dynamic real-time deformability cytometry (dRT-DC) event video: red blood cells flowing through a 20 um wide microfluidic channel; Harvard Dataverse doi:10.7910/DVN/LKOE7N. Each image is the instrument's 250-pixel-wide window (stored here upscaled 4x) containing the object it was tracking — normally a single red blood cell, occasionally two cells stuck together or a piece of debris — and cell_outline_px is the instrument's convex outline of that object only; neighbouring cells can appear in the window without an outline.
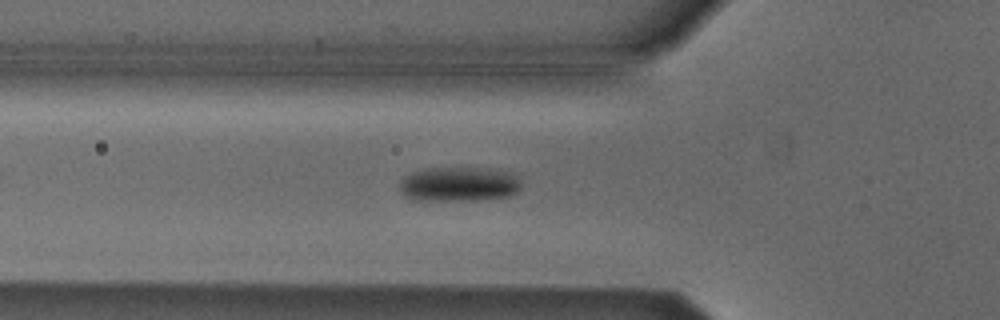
{"species": "Egyptian fruit bat (a non-hibernating species)", "species_latin": "Rousettus aegyptiacus", "temperature_condition": "cold", "stored_images_in_passage": 45, "camera_frame_rate_fps": 3000, "um_per_image_px": 0.085, "animal": {"sex": "male"}, "frame": {"image": 1, "passage_image": 9, "time_ms": 2.667, "image_size_px": [1000, 320], "cell_outline_px": [[520, 188], [516, 192], [508, 196], [476, 200], [416, 200], [404, 196], [400, 192], [400, 180], [404, 176], [412, 172], [428, 168], [488, 168], [512, 172], [520, 180]], "centroid_in_image_um": [39.0, 15.65], "position_along_channel_um": 86.8, "area_um2": 24.62}}
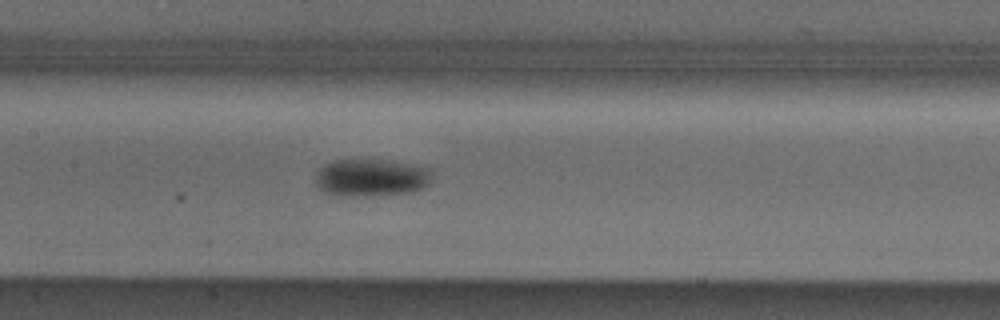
{"frame": {"image": 2, "passage_image": 16, "time_ms": 5.0, "image_size_px": [1000, 320], "cell_outline_px": [[432, 176], [428, 184], [412, 192], [368, 196], [332, 196], [324, 192], [316, 184], [316, 176], [320, 168], [324, 164], [332, 160], [392, 160], [432, 168]], "centroid_in_image_um": [31.55, 15.1], "position_along_channel_um": 175.8, "area_um2": 25.78}}
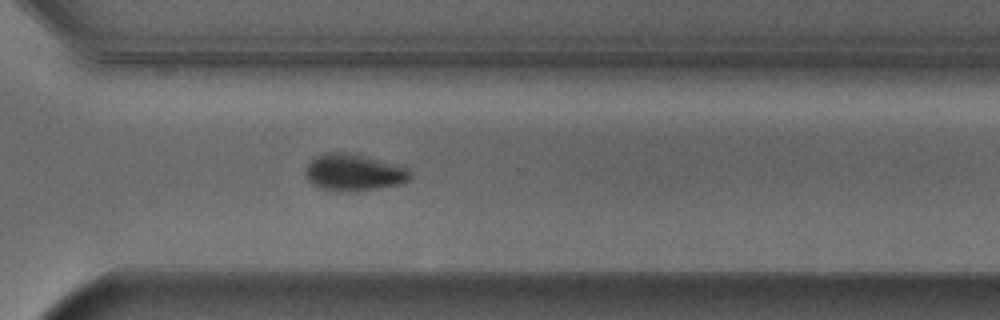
{"frame": {"image": 3, "passage_image": 29, "time_ms": 9.333, "image_size_px": [1000, 320], "cell_outline_px": [[412, 176], [408, 180], [400, 184], [376, 188], [320, 188], [312, 184], [308, 180], [304, 172], [308, 164], [316, 156], [328, 152], [344, 152], [404, 164], [412, 172]], "centroid_in_image_um": [30.14, 14.59], "position_along_channel_um": 340.5, "area_um2": 21.85}, "authors_computed_cell_mechanics": {"area_um2": 22.8888, "velocity_mm_per_s": 3.7985, "shape_relaxation_time_tau1_ms": 8.9424, "shape_relaxation_time_tau2_ms": null, "deformation_change_tau1": 0.1472, "deformation_change_tau2": null}}